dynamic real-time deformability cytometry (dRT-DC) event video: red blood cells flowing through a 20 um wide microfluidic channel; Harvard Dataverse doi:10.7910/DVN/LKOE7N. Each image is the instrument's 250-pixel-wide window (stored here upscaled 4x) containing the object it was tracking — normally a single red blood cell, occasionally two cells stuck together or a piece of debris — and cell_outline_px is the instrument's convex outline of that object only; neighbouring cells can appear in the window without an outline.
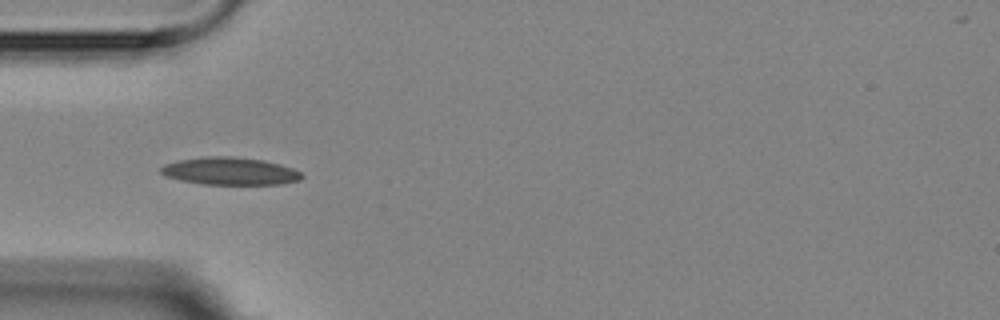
{"species": "Egyptian fruit bat (a non-hibernating species)", "species_latin": "Rousettus aegyptiacus", "temperature_condition": "room temperature", "stored_images_in_passage": 9, "camera_frame_rate_fps": 3000, "um_per_image_px": 0.085, "animal": {"sex": "female"}, "frame": {"image": 1, "passage_image": 3, "time_ms": 3.333, "image_size_px": [1000, 320], "cell_outline_px": [[304, 176], [300, 180], [280, 184], [204, 184], [180, 180], [168, 176], [160, 172], [160, 168], [164, 164], [180, 160], [208, 156], [232, 156], [260, 160], [280, 164], [292, 168], [300, 172]], "centroid_in_image_um": [19.56, 14.55], "position_along_channel_um": 65.4, "area_um2": 22.37}}
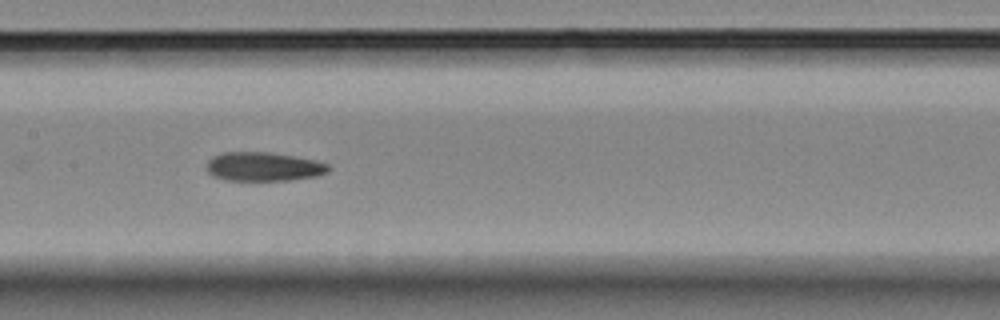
{"frame": {"image": 2, "passage_image": 6, "time_ms": 6.667, "image_size_px": [1000, 320], "cell_outline_px": [[328, 172], [316, 176], [292, 180], [224, 180], [212, 176], [208, 172], [208, 160], [212, 156], [224, 152], [268, 152], [292, 156], [312, 160], [328, 164]], "centroid_in_image_um": [22.36, 14.17], "position_along_channel_um": 185.0, "area_um2": 20.35}}
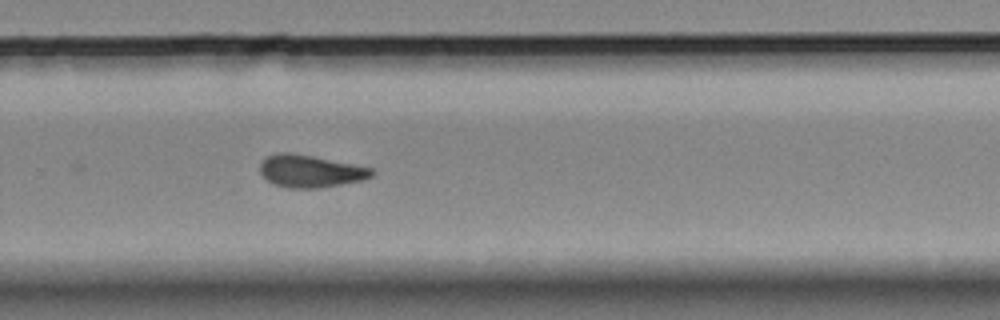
{"frame": {"image": 3, "passage_image": 9, "time_ms": 10.0, "image_size_px": [1000, 320], "cell_outline_px": [[372, 176], [364, 180], [320, 188], [288, 188], [272, 184], [260, 172], [260, 164], [268, 156], [280, 152], [288, 152], [312, 156], [372, 168]], "centroid_in_image_um": [26.36, 14.56], "position_along_channel_um": 303.4, "area_um2": 20.87}}